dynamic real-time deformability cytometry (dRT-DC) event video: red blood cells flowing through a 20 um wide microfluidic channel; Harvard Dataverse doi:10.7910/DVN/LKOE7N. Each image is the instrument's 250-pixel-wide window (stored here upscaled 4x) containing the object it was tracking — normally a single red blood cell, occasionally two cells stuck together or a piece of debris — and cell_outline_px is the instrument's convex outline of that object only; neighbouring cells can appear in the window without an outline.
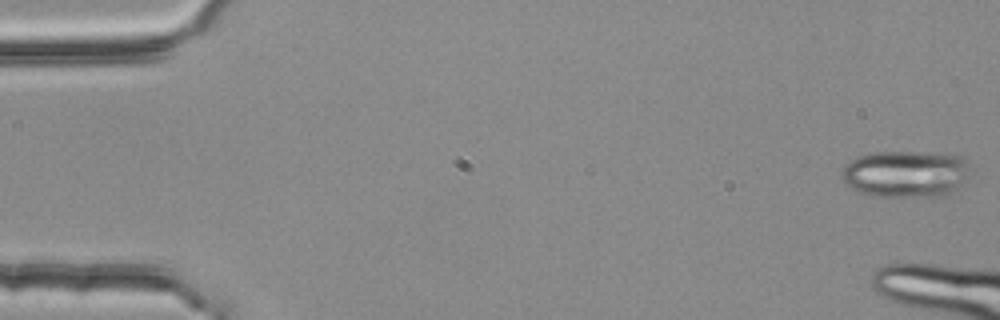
{"species": "common noctule bat (a hibernating species)", "species_latin": "Nyctalus noctula", "temperature_condition": "room temperature", "stored_images_in_passage": 9, "camera_frame_rate_fps": 3000, "um_per_image_px": 0.085, "animal": {"sex": "female", "body_mass_g": 25.1}, "frame": {"image": 1, "passage_image": 1, "time_ms": 0.0, "image_size_px": [1000, 320], "cell_outline_px": [[968, 164], [964, 180], [948, 196], [872, 196], [856, 192], [844, 184], [840, 176], [840, 172], [844, 164], [848, 160], [856, 156], [876, 152], [916, 152], [964, 156], [968, 160]], "centroid_in_image_um": [76.88, 14.78], "position_along_channel_um": 8.1, "area_um2": 35.43}}